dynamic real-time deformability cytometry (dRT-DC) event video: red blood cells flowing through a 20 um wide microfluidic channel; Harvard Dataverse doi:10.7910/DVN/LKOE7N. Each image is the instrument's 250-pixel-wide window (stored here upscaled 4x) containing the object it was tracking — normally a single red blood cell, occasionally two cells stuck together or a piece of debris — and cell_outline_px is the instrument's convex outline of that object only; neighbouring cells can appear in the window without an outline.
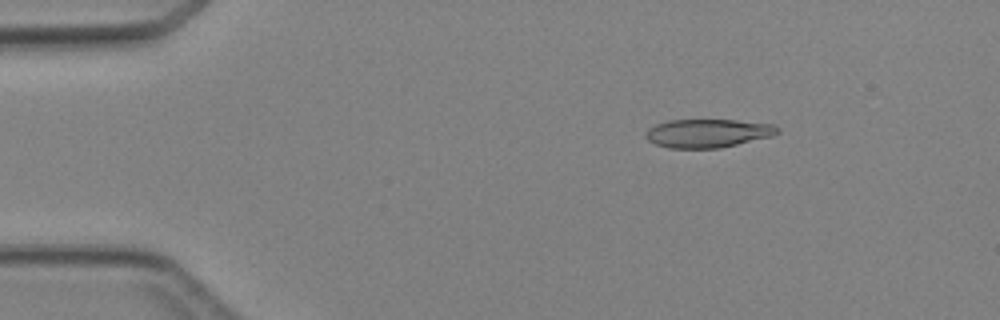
{"species": "Egyptian fruit bat (a non-hibernating species)", "species_latin": "Rousettus aegyptiacus", "temperature_condition": "cold", "stored_images_in_passage": 4, "camera_frame_rate_fps": 3000, "um_per_image_px": 0.085, "animal": {"sex": "female"}, "frame": {"image": 1, "passage_image": 2, "time_ms": 1.333, "image_size_px": [1000, 320], "cell_outline_px": [[780, 132], [772, 136], [720, 148], [668, 148], [656, 144], [648, 140], [644, 136], [644, 132], [648, 128], [656, 124], [668, 120], [736, 120], [776, 124], [780, 128]], "centroid_in_image_um": [60.17, 11.32], "position_along_channel_um": 24.8, "area_um2": 22.08}}
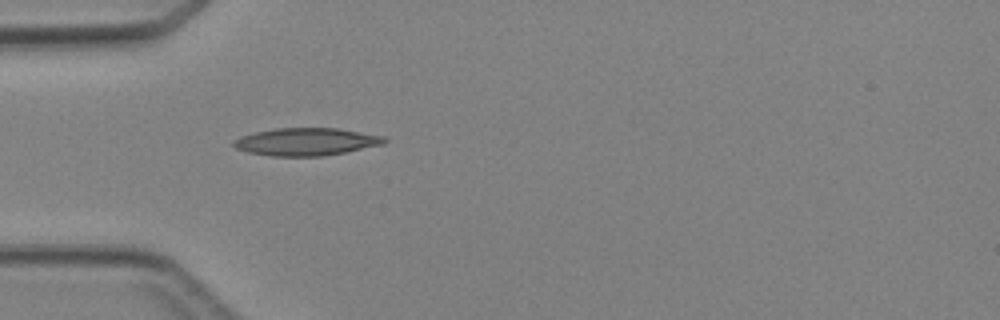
{"frame": {"image": 2, "passage_image": 4, "time_ms": 3.667, "image_size_px": [1000, 320], "cell_outline_px": [[388, 140], [384, 144], [324, 156], [272, 156], [248, 152], [236, 148], [232, 144], [232, 140], [240, 136], [256, 132], [276, 128], [336, 128], [384, 136]], "centroid_in_image_um": [26.01, 12.05], "position_along_channel_um": 59.0, "area_um2": 24.16}}